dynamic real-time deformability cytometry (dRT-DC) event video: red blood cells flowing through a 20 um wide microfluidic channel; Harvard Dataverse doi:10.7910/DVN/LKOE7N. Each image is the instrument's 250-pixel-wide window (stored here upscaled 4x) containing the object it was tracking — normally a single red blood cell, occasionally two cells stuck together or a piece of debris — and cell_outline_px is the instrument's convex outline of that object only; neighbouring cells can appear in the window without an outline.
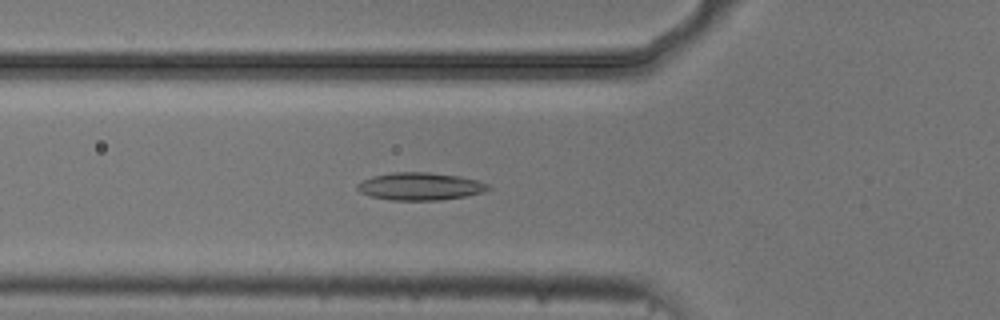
{"species": "common noctule bat (a hibernating species)", "species_latin": "Nyctalus noctula", "temperature_condition": "cold", "stored_images_in_passage": 42, "camera_frame_rate_fps": 3000, "um_per_image_px": 0.085, "animal": {"sex": "male", "body_mass_g": 20.5, "forearm_length_mm": 52.5}, "frame": {"image": 1, "passage_image": 7, "time_ms": 2.0, "image_size_px": [1000, 320], "cell_outline_px": [[492, 188], [484, 192], [468, 196], [440, 200], [392, 200], [372, 196], [360, 192], [356, 188], [356, 184], [372, 176], [392, 172], [428, 172], [460, 176], [480, 180], [488, 184]], "centroid_in_image_um": [35.76, 15.83], "position_along_channel_um": 90.0, "area_um2": 21.21}}
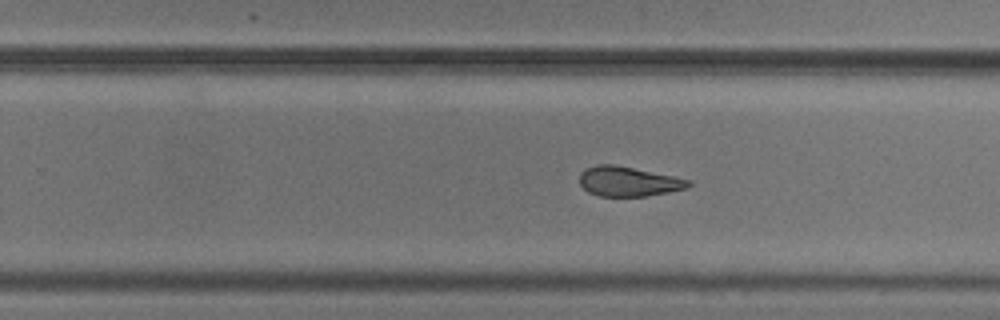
{"frame": {"image": 2, "passage_image": 22, "time_ms": 7.0, "image_size_px": [1000, 320], "cell_outline_px": [[692, 184], [684, 188], [668, 192], [644, 196], [600, 196], [588, 192], [580, 184], [580, 172], [584, 168], [596, 164], [612, 164], [692, 180]], "centroid_in_image_um": [53.36, 15.42], "position_along_channel_um": 276.4, "area_um2": 18.67}}
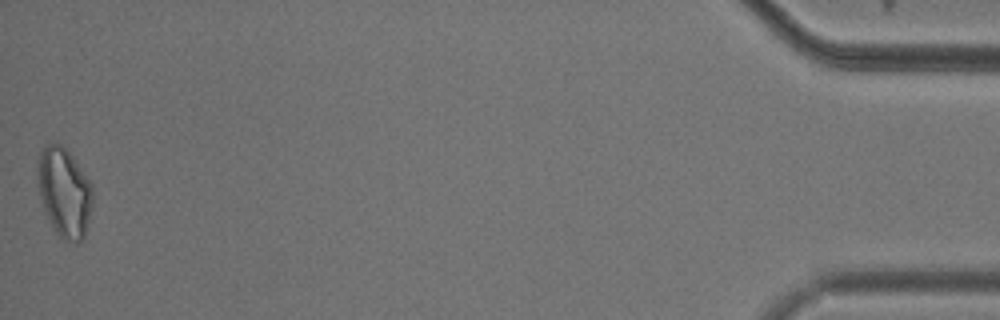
{"frame": {"image": 3, "passage_image": 42, "time_ms": 13.667, "image_size_px": [1000, 320], "cell_outline_px": [[92, 208], [84, 236], [76, 244], [64, 240], [56, 232], [48, 220], [44, 212], [40, 200], [36, 180], [36, 160], [44, 144], [56, 140], [72, 156], [92, 184]], "centroid_in_image_um": [5.41, 16.31], "position_along_channel_um": 429.8, "area_um2": 29.3}, "authors_computed_cell_mechanics": {"area_um2": 20.7213, "velocity_mm_per_s": 3.7203, "shape_relaxation_time_tau1_ms": null, "shape_relaxation_time_tau2_ms": 3.2876, "deformation_change_tau1": null, "deformation_change_tau2": 0.1184}}